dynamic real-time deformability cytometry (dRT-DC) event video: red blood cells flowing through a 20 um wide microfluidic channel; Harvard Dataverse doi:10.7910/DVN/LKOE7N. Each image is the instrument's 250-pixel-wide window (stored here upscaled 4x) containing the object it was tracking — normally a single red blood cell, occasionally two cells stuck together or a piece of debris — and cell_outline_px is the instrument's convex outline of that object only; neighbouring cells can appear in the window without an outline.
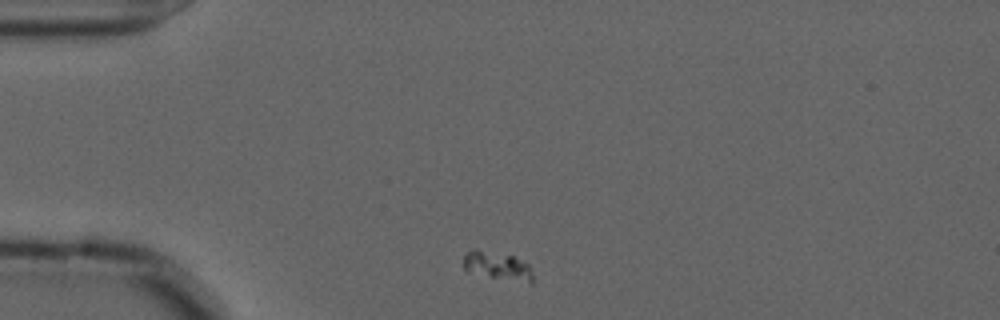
{"species": "common noctule bat (a hibernating species)", "species_latin": "Nyctalus noctula", "temperature_condition": "cold", "stored_images_in_passage": 46, "camera_frame_rate_fps": 3000, "um_per_image_px": 0.085, "animal": {"sex": "male", "forearm_length_mm": 52.5}, "frame": {"image": 1, "passage_image": 1, "time_ms": 0.0, "image_size_px": [1000, 320], "cell_outline_px": [[532, 284], [528, 284], [468, 272], [464, 268], [464, 256], [472, 248], [476, 248], [512, 256], [528, 264], [532, 276]], "centroid_in_image_um": [42.27, 22.6], "position_along_channel_um": 42.7, "area_um2": 11.39}}
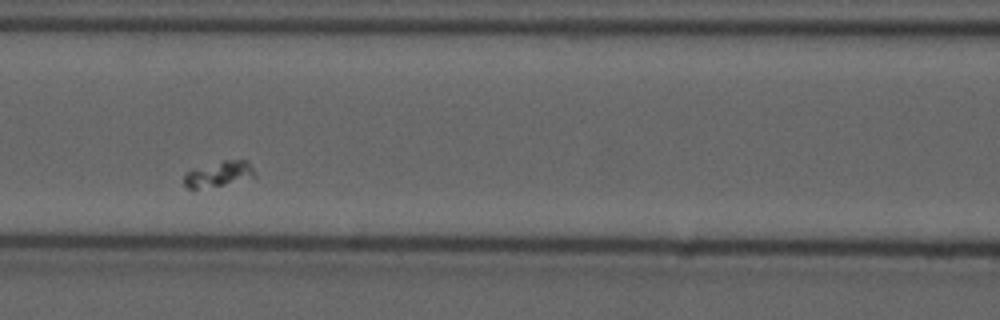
{"frame": {"image": 2, "passage_image": 13, "time_ms": 4.0, "image_size_px": [1000, 320], "cell_outline_px": [[256, 176], [224, 184], [196, 188], [188, 188], [184, 184], [184, 176], [192, 168], [224, 160], [248, 160], [256, 172]], "centroid_in_image_um": [18.61, 14.75], "position_along_channel_um": 148.0, "area_um2": 10.29}}
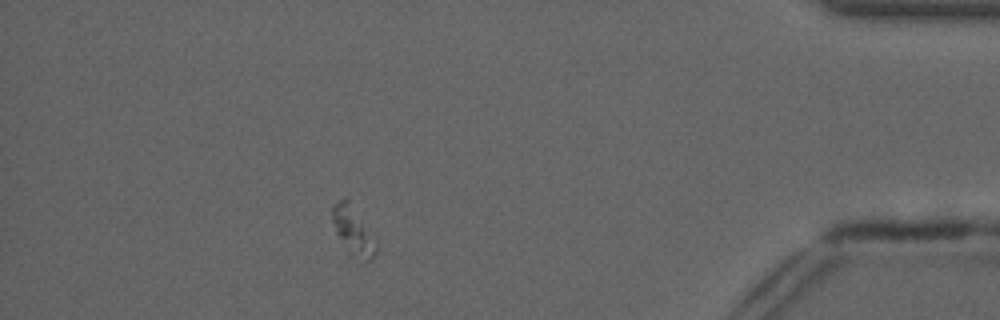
{"frame": {"image": 3, "passage_image": 40, "time_ms": 13.0, "image_size_px": [1000, 320], "cell_outline_px": [[376, 252], [372, 260], [368, 260], [348, 256], [336, 232], [332, 220], [332, 204], [344, 196], [348, 200], [376, 244]], "centroid_in_image_um": [29.95, 19.65], "position_along_channel_um": 405.3, "area_um2": 11.91}}